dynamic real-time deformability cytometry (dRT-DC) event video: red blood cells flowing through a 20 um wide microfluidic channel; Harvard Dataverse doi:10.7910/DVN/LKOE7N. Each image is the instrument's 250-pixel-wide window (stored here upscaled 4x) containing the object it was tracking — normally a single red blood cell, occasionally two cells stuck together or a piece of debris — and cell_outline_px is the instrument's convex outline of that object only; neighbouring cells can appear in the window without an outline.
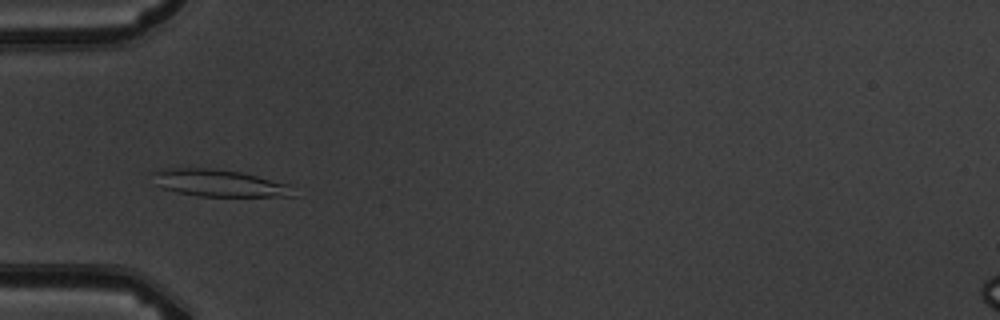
{"species": "common noctule bat (a hibernating species)", "species_latin": "Nyctalus noctula", "temperature_condition": "warm", "stored_images_in_passage": 6, "camera_frame_rate_fps": 3000, "um_per_image_px": 0.085, "animal": {"sex": "male", "body_mass_g": 19.5, "forearm_length_mm": 54.6}, "frame": {"image": 1, "passage_image": 4, "time_ms": 4.333, "image_size_px": [1000, 320], "cell_outline_px": [[296, 196], [200, 196], [176, 192], [160, 188], [156, 184], [148, 172], [164, 168], [212, 168], [240, 172], [292, 184]], "centroid_in_image_um": [18.59, 15.55], "position_along_channel_um": 66.4, "area_um2": 22.54}}
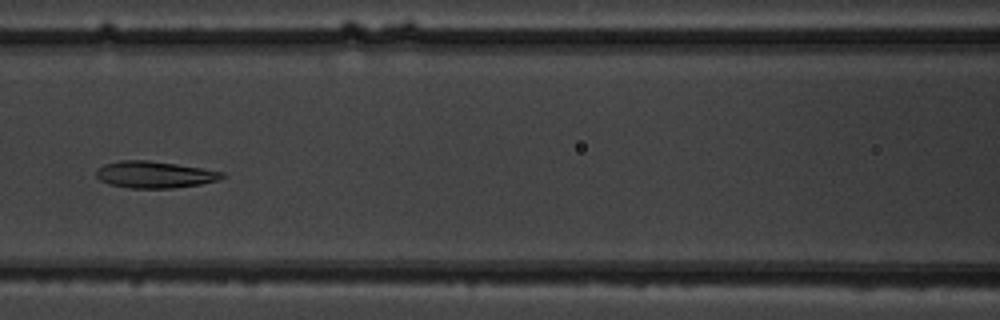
{"frame": {"image": 2, "passage_image": 6, "time_ms": 6.667, "image_size_px": [1000, 320], "cell_outline_px": [[224, 176], [216, 180], [200, 184], [176, 188], [128, 188], [108, 184], [100, 180], [96, 176], [96, 172], [104, 164], [120, 160], [148, 160], [176, 164], [224, 172]], "centroid_in_image_um": [13.1, 14.84], "position_along_channel_um": 153.5, "area_um2": 19.48}}